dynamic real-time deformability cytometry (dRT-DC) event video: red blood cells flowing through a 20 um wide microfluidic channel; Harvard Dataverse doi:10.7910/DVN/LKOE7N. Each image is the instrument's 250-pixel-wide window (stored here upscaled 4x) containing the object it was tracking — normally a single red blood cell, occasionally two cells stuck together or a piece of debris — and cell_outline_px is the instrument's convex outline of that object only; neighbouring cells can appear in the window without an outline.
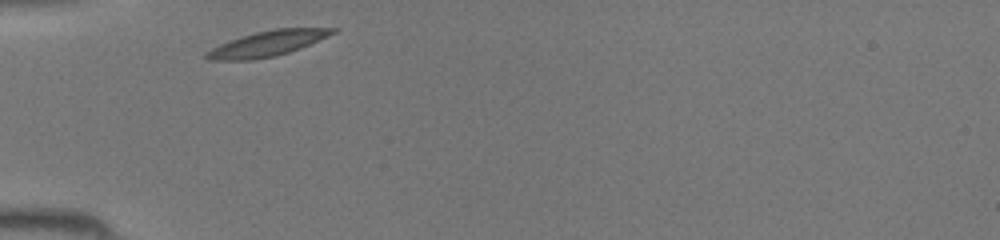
{"species": "common noctule bat (a hibernating species)", "species_latin": "Nyctalus noctula", "temperature_condition": "room temperature", "stored_images_in_passage": 25, "camera_frame_rate_fps": 3000, "um_per_image_px": 0.085, "animal": {"sex": "female", "body_mass_g": 19.5, "forearm_length_mm": 54.1}, "frame": {"image": 1, "passage_image": 1, "time_ms": 0.0, "image_size_px": [1000, 240], "cell_outline_px": [[336, 32], [328, 36], [300, 48], [276, 56], [252, 60], [208, 60], [204, 56], [204, 52], [220, 44], [240, 36], [256, 32], [276, 28], [336, 28]], "centroid_in_image_um": [22.68, 3.71], "position_along_channel_um": 62.3, "area_um2": 18.55}}
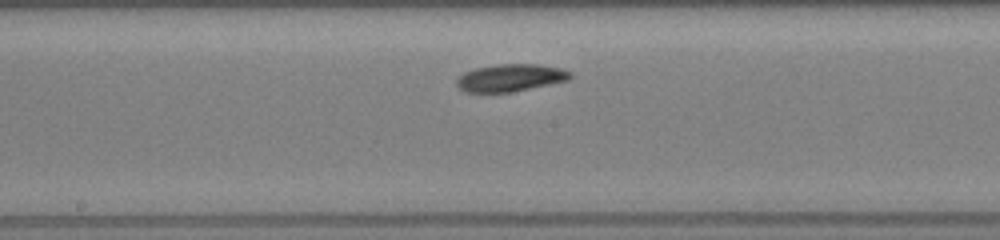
{"frame": {"image": 2, "passage_image": 11, "time_ms": 3.333, "image_size_px": [1000, 240], "cell_outline_px": [[572, 76], [568, 80], [512, 92], [464, 92], [456, 84], [456, 80], [464, 72], [476, 68], [496, 64], [536, 64], [560, 68], [572, 72]], "centroid_in_image_um": [43.38, 6.61], "position_along_channel_um": 204.8, "area_um2": 18.03}}
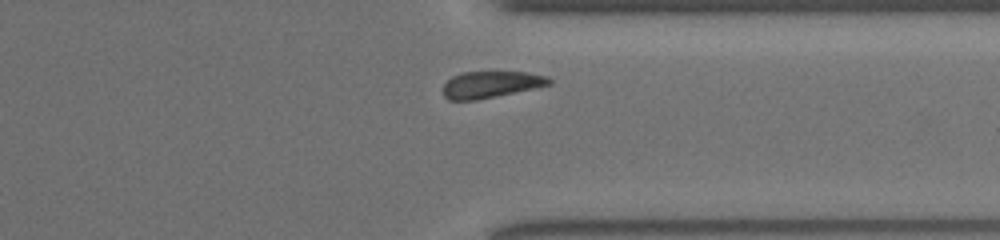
{"frame": {"image": 3, "passage_image": 22, "time_ms": 7.0, "image_size_px": [1000, 240], "cell_outline_px": [[552, 84], [536, 88], [476, 100], [448, 100], [444, 96], [444, 84], [452, 76], [460, 72], [524, 72], [548, 76], [552, 80]], "centroid_in_image_um": [41.74, 7.18], "position_along_channel_um": 369.7, "area_um2": 16.47}}